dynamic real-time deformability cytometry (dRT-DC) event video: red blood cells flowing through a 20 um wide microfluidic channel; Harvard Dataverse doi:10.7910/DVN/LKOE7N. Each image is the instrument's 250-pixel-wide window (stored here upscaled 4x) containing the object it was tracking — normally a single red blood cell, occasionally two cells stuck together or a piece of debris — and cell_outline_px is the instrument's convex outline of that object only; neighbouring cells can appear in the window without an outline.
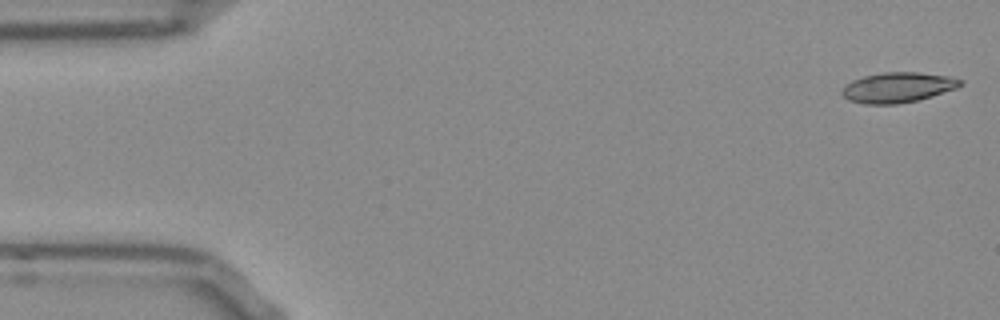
{"species": "Egyptian fruit bat (a non-hibernating species)", "species_latin": "Rousettus aegyptiacus", "temperature_condition": "room temperature", "stored_images_in_passage": 52, "camera_frame_rate_fps": 3000, "um_per_image_px": 0.085, "frame": {"image": 1, "passage_image": 1, "time_ms": 0.0, "image_size_px": [1000, 320], "cell_outline_px": [[964, 84], [956, 88], [932, 96], [916, 100], [896, 104], [864, 104], [848, 100], [840, 92], [852, 80], [864, 76], [884, 72], [920, 72], [948, 76], [964, 80]], "centroid_in_image_um": [76.33, 7.43], "position_along_channel_um": 8.7, "area_um2": 20.75}}
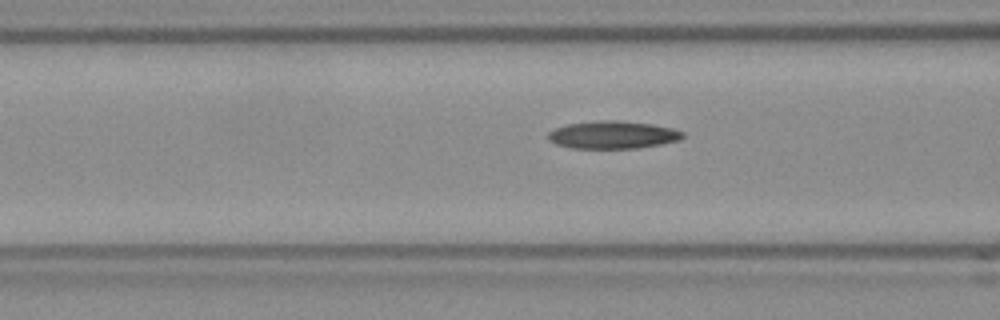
{"frame": {"image": 2, "passage_image": 19, "time_ms": 6.0, "image_size_px": [1000, 320], "cell_outline_px": [[684, 136], [680, 140], [660, 144], [636, 148], [572, 148], [556, 144], [548, 140], [548, 132], [556, 128], [568, 124], [600, 120], [620, 120], [652, 124], [672, 128], [684, 132]], "centroid_in_image_um": [52.09, 11.46], "position_along_channel_um": 114.5, "area_um2": 21.68}}
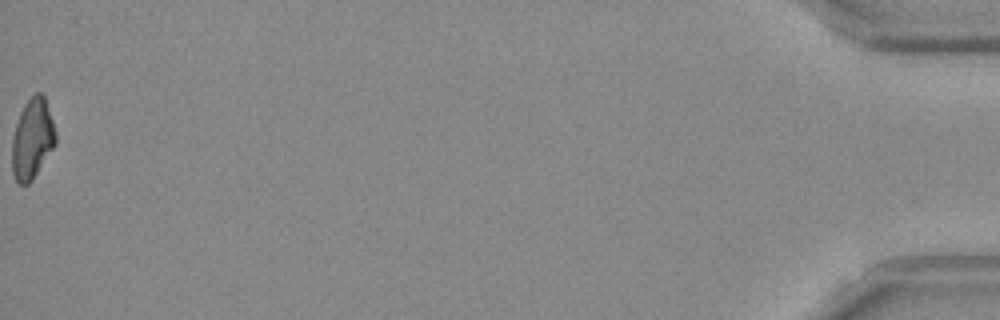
{"frame": {"image": 3, "passage_image": 52, "time_ms": 17.0, "image_size_px": [1000, 320], "cell_outline_px": [[56, 144], [32, 180], [28, 184], [20, 184], [16, 180], [12, 172], [12, 136], [20, 112], [24, 104], [36, 92], [40, 92], [44, 96], [56, 132]], "centroid_in_image_um": [2.74, 11.81], "position_along_channel_um": 432.5, "area_um2": 20.29}, "authors_computed_cell_mechanics": {"area_um2": 20.8369, "velocity_mm_per_s": 3.8649, "shape_relaxation_time_tau1_ms": null, "shape_relaxation_time_tau2_ms": 9.2355, "deformation_change_tau1": null, "deformation_change_tau2": 0.2124}}